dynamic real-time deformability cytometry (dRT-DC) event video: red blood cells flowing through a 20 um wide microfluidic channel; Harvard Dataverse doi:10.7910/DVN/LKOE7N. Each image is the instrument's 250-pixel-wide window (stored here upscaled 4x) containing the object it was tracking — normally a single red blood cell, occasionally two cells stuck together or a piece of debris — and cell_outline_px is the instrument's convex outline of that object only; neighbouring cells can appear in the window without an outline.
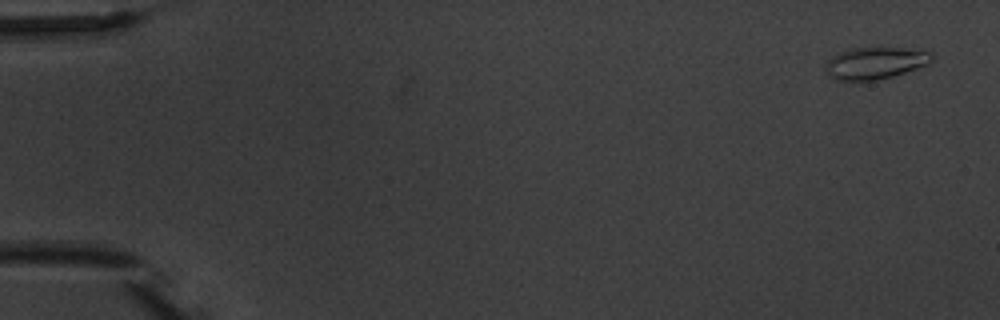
{"species": "common noctule bat (a hibernating species)", "species_latin": "Nyctalus noctula", "temperature_condition": "warm", "stored_images_in_passage": 4, "camera_frame_rate_fps": 3000, "um_per_image_px": 0.085, "animal": {"sex": "male", "body_mass_g": 20.1, "forearm_length_mm": 53.5}, "frame": {"image": 1, "passage_image": 1, "time_ms": 0.0, "image_size_px": [1000, 320], "cell_outline_px": [[936, 56], [928, 64], [892, 76], [876, 80], [856, 84], [836, 80], [828, 76], [828, 60], [832, 56], [840, 52], [852, 48], [900, 48], [932, 52]], "centroid_in_image_um": [74.38, 5.4], "position_along_channel_um": 10.6, "area_um2": 20.0}}